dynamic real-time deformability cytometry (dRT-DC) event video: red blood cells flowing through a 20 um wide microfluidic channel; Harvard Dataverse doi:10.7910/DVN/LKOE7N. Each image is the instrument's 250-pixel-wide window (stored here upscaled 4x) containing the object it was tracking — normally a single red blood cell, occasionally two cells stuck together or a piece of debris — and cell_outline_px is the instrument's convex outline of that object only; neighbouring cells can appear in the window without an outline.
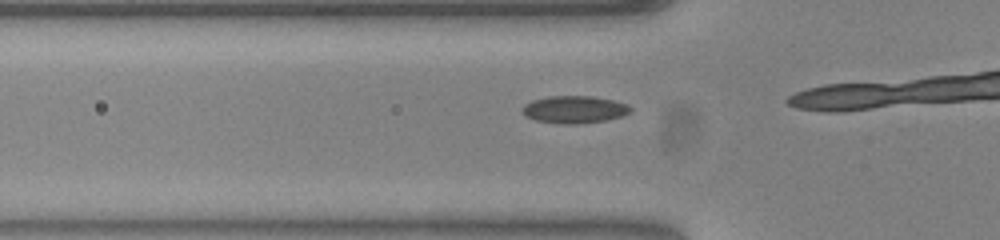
{"species": "common noctule bat (a hibernating species)", "species_latin": "Nyctalus noctula", "temperature_condition": "warm", "stored_images_in_passage": 14, "camera_frame_rate_fps": 3000, "um_per_image_px": 0.085, "animal": {"sex": "female", "body_mass_g": 23.0, "forearm_length_mm": 53.4}, "frame": {"image": 1, "passage_image": 12, "time_ms": 3.667, "image_size_px": [1000, 240], "cell_outline_px": [[632, 108], [624, 116], [604, 120], [576, 124], [564, 124], [536, 120], [528, 116], [520, 108], [524, 104], [532, 100], [552, 96], [592, 96], [612, 100], [628, 104]], "centroid_in_image_um": [48.83, 9.3], "position_along_channel_um": 77.0, "area_um2": 17.05}}